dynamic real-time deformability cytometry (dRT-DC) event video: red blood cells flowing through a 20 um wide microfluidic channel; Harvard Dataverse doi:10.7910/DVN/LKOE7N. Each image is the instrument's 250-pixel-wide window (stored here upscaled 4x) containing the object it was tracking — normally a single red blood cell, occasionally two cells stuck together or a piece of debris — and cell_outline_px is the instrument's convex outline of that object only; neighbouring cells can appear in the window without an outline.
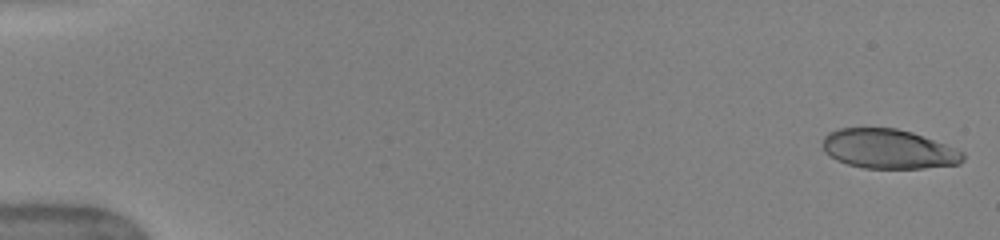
{"species": "human", "species_latin": "Homo sapiens", "temperature_condition": "warm", "stored_images_in_passage": 50, "camera_frame_rate_fps": 3000, "um_per_image_px": 0.085, "donor": {"sex": "female"}, "frame": {"image": 1, "passage_image": 1, "time_ms": 0.0, "image_size_px": [1000, 240], "cell_outline_px": [[964, 160], [960, 164], [924, 168], [864, 168], [848, 164], [836, 160], [824, 148], [824, 136], [828, 132], [840, 128], [896, 128], [912, 132], [944, 144], [964, 152]], "centroid_in_image_um": [75.55, 12.66], "position_along_channel_um": 9.5, "area_um2": 32.02}}
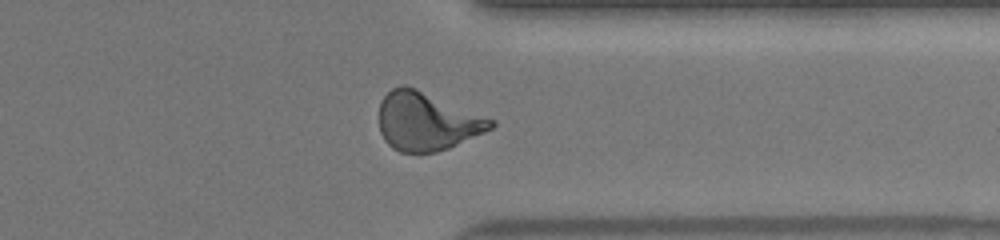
{"frame": {"image": 2, "passage_image": 40, "time_ms": 13.0, "image_size_px": [1000, 240], "cell_outline_px": [[496, 124], [492, 128], [484, 132], [448, 148], [436, 152], [420, 156], [400, 152], [392, 148], [384, 140], [380, 132], [380, 100], [392, 88], [400, 84], [404, 84], [416, 88], [496, 120]], "centroid_in_image_um": [36.26, 10.34], "position_along_channel_um": 375.1, "area_um2": 38.44}}
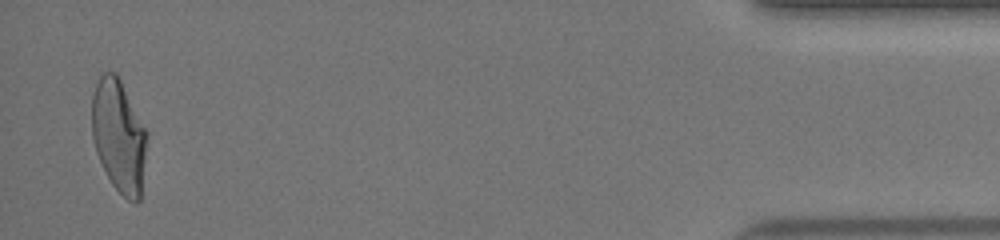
{"frame": {"image": 3, "passage_image": 49, "time_ms": 16.0, "image_size_px": [1000, 240], "cell_outline_px": [[148, 132], [140, 200], [136, 204], [128, 200], [112, 184], [96, 152], [92, 136], [92, 96], [96, 84], [100, 76], [104, 72], [116, 72]], "centroid_in_image_um": [10.11, 11.55], "position_along_channel_um": 425.1, "area_um2": 36.01}, "authors_computed_cell_mechanics": {"area_um2": 35.7493, "velocity_mm_per_s": 4.0581, "shape_relaxation_time_tau1_ms": 6.3021, "shape_relaxation_time_tau2_ms": 0.9543, "deformation_change_tau1": 0.2528, "deformation_change_tau2": 0.093}}